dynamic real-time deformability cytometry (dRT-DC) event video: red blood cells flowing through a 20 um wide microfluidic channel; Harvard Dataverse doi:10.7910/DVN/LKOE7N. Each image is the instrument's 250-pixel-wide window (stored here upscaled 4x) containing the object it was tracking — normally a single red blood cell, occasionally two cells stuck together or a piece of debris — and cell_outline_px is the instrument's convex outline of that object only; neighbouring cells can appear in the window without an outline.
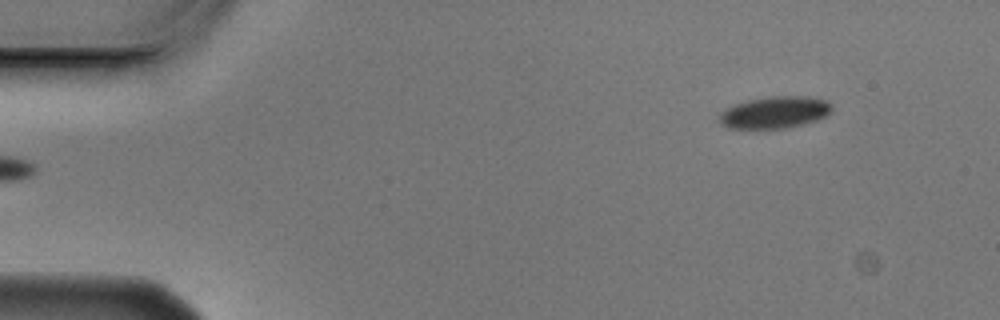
{"species": "Egyptian fruit bat (a non-hibernating species)", "species_latin": "Rousettus aegyptiacus", "temperature_condition": "cold", "stored_images_in_passage": 5, "segment_of_instrument_passage": [2, 2], "camera_frame_rate_fps": 3000, "um_per_image_px": 0.085, "animal": {"sex": "male"}, "frame": {"image": 1, "passage_image": 5, "time_ms": 1.333, "image_size_px": [1000, 320], "cell_outline_px": [[832, 112], [828, 116], [804, 124], [784, 128], [728, 128], [720, 120], [720, 112], [736, 104], [748, 100], [772, 96], [808, 96], [828, 100], [832, 104]], "centroid_in_image_um": [65.94, 9.54], "position_along_channel_um": 19.1, "area_um2": 20.87}}